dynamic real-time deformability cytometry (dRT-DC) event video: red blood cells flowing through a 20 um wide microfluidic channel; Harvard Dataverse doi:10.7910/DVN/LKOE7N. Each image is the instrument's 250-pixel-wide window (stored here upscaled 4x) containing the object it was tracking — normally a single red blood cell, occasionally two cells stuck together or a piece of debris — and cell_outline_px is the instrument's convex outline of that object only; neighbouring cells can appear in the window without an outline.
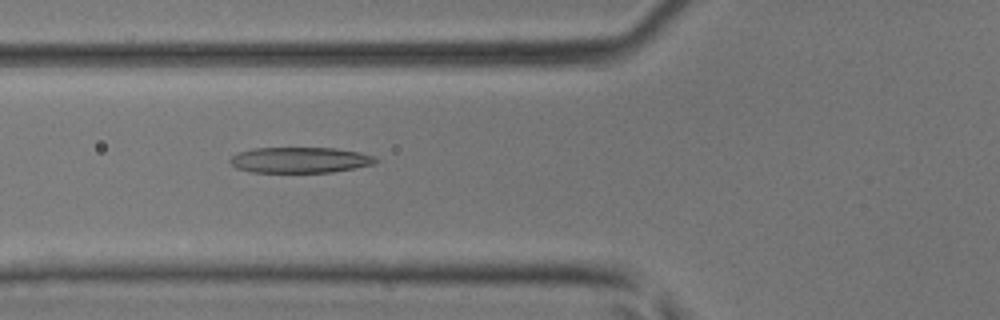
{"species": "common noctule bat (a hibernating species)", "species_latin": "Nyctalus noctula", "temperature_condition": "room temperature", "stored_images_in_passage": 47, "camera_frame_rate_fps": 3000, "um_per_image_px": 0.085, "animal": {"sex": "male", "body_mass_g": 17.9, "forearm_length_mm": 54.2}, "frame": {"image": 1, "passage_image": 18, "time_ms": 5.667, "image_size_px": [1000, 320], "cell_outline_px": [[380, 160], [372, 164], [332, 172], [252, 172], [236, 168], [228, 160], [236, 152], [252, 148], [336, 148], [360, 152], [372, 156]], "centroid_in_image_um": [25.45, 13.59], "position_along_channel_um": 100.3, "area_um2": 21.79}}
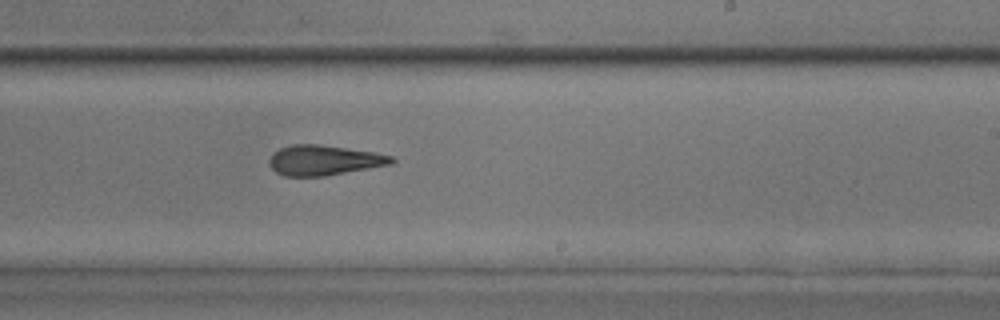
{"frame": {"image": 2, "passage_image": 29, "time_ms": 9.333, "image_size_px": [1000, 320], "cell_outline_px": [[396, 160], [392, 164], [324, 176], [284, 176], [276, 172], [268, 164], [268, 160], [272, 152], [280, 148], [292, 144], [320, 144], [376, 152], [392, 156]], "centroid_in_image_um": [27.52, 13.61], "position_along_channel_um": 261.5, "area_um2": 21.62}}
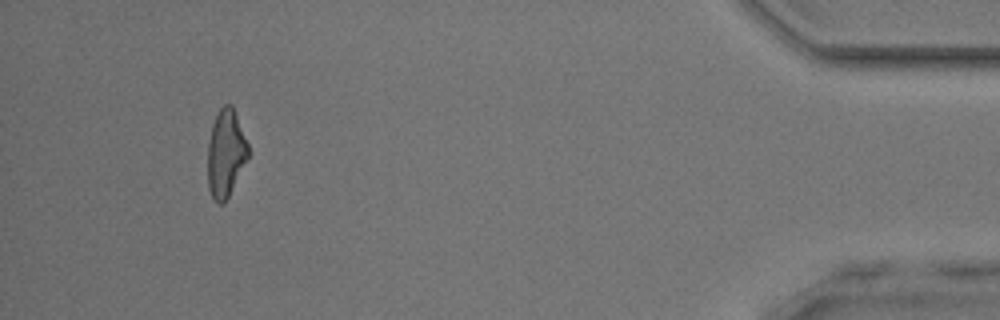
{"frame": {"image": 3, "passage_image": 44, "time_ms": 14.333, "image_size_px": [1000, 320], "cell_outline_px": [[248, 156], [224, 204], [220, 204], [212, 196], [208, 188], [208, 144], [212, 124], [220, 108], [224, 104], [232, 104], [248, 144]], "centroid_in_image_um": [19.17, 13.0], "position_along_channel_um": 416.0, "area_um2": 20.23}}